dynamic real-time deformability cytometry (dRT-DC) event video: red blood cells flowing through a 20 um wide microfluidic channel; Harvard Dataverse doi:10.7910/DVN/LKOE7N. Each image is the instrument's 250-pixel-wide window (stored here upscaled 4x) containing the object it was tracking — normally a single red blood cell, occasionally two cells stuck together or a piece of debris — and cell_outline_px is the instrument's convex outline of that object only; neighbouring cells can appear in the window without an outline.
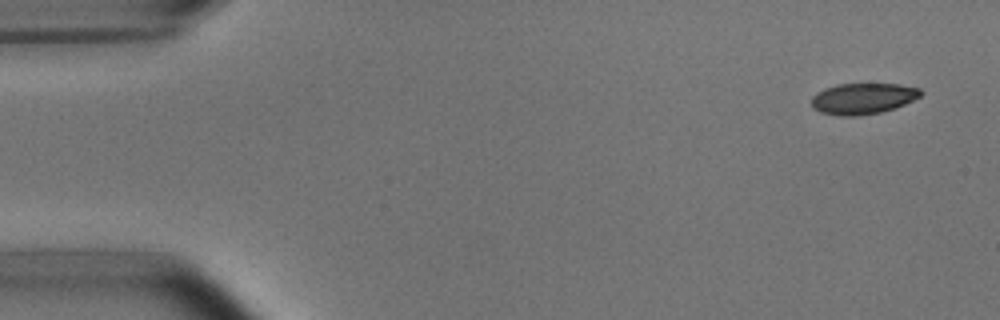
{"species": "common noctule bat (a hibernating species)", "species_latin": "Nyctalus noctula", "temperature_condition": "room temperature", "stored_images_in_passage": 7, "camera_frame_rate_fps": 3000, "um_per_image_px": 0.085, "animal": {"sex": "male", "body_mass_g": 15.6}, "frame": {"image": 1, "passage_image": 1, "time_ms": 0.0, "image_size_px": [1000, 320], "cell_outline_px": [[924, 92], [920, 96], [896, 108], [880, 112], [856, 116], [840, 116], [820, 112], [812, 108], [812, 96], [824, 88], [836, 84], [900, 84], [920, 88]], "centroid_in_image_um": [73.34, 8.37], "position_along_channel_um": 11.7, "area_um2": 19.83}}
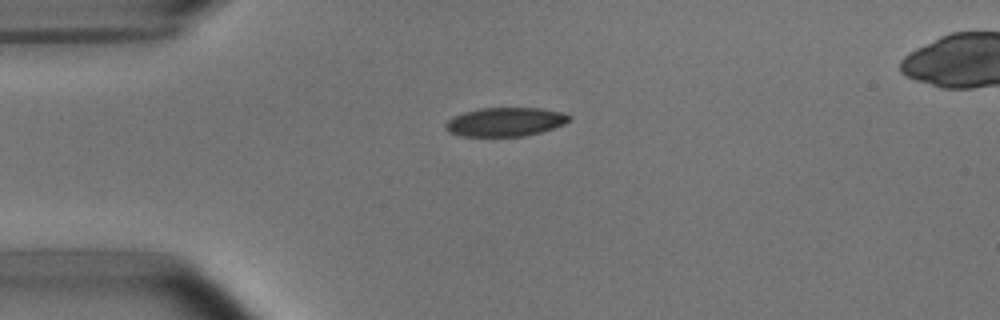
{"frame": {"image": 2, "passage_image": 4, "time_ms": 3.333, "image_size_px": [1000, 320], "cell_outline_px": [[572, 120], [564, 124], [540, 132], [524, 136], [460, 136], [448, 132], [444, 128], [444, 124], [452, 116], [464, 112], [480, 108], [540, 108], [564, 112], [572, 116]], "centroid_in_image_um": [42.94, 10.35], "position_along_channel_um": 42.1, "area_um2": 20.98}}
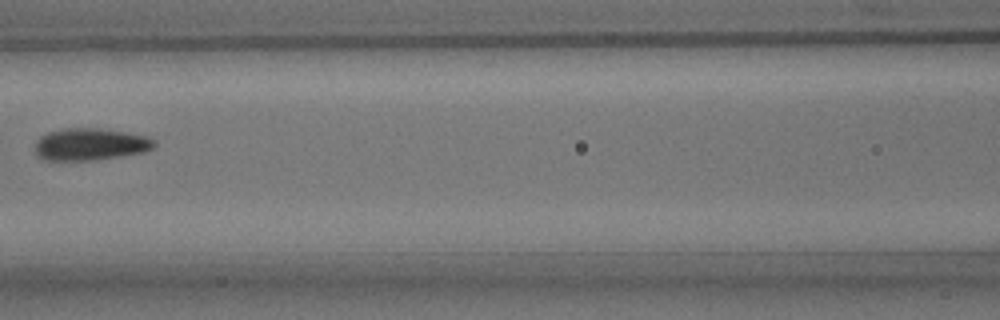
{"frame": {"image": 3, "passage_image": 7, "time_ms": 7.0, "image_size_px": [1000, 320], "cell_outline_px": [[156, 144], [152, 148], [140, 152], [120, 156], [96, 160], [44, 160], [36, 156], [36, 140], [40, 136], [48, 132], [60, 128], [96, 128], [124, 132], [144, 136], [152, 140]], "centroid_in_image_um": [7.59, 12.26], "position_along_channel_um": 159.0, "area_um2": 22.08}}